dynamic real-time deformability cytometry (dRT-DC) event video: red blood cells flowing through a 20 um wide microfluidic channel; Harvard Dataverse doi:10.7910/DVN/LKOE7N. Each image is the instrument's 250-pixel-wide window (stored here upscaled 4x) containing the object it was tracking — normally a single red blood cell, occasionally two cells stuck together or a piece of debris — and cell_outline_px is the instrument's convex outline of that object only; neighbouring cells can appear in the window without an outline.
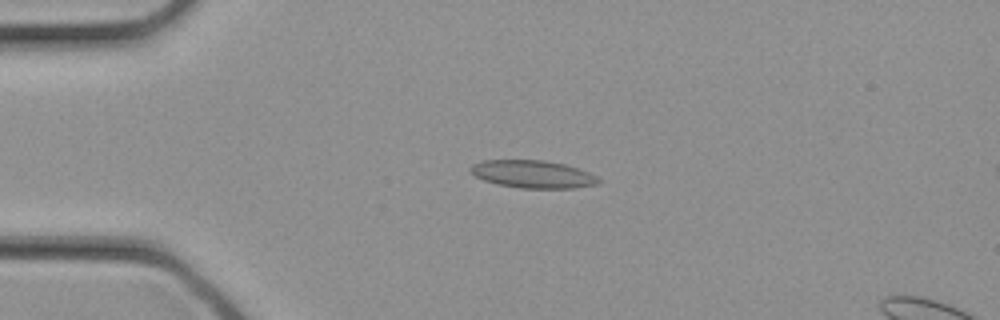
{"species": "common noctule bat (a hibernating species)", "species_latin": "Nyctalus noctula", "temperature_condition": "cold", "stored_images_in_passage": 15, "camera_frame_rate_fps": 3000, "um_per_image_px": 0.085, "animal": {"sex": "female", "body_mass_g": 21.9}, "frame": {"image": 1, "passage_image": 7, "time_ms": 2.0, "image_size_px": [1000, 320], "cell_outline_px": [[600, 180], [596, 184], [576, 188], [520, 188], [496, 184], [484, 180], [476, 176], [468, 168], [472, 164], [480, 160], [544, 160], [564, 164], [588, 172], [596, 176]], "centroid_in_image_um": [45.25, 14.8], "position_along_channel_um": 39.8, "area_um2": 20.58}}
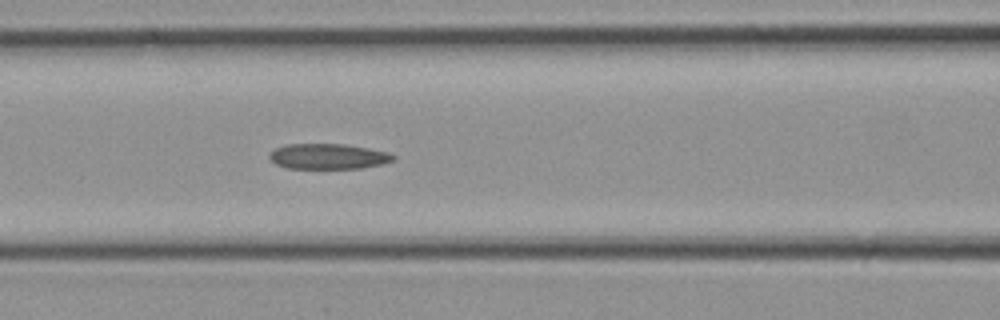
{"frame": {"image": 2, "passage_image": 13, "time_ms": 4.0, "image_size_px": [1000, 320], "cell_outline_px": [[396, 160], [380, 164], [360, 168], [288, 168], [276, 164], [268, 156], [276, 148], [288, 144], [344, 144], [368, 148], [388, 152], [396, 156]], "centroid_in_image_um": [27.93, 13.29], "position_along_channel_um": 138.7, "area_um2": 18.15}}
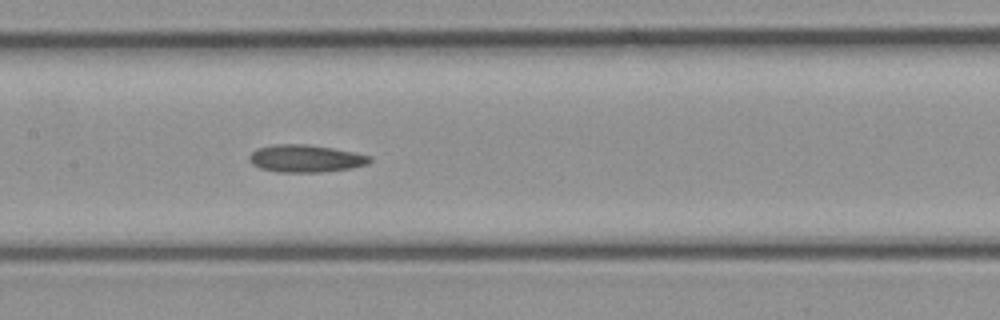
{"frame": {"image": 3, "passage_image": 15, "time_ms": 4.667, "image_size_px": [1000, 320], "cell_outline_px": [[372, 160], [368, 164], [352, 168], [320, 172], [280, 172], [260, 168], [252, 164], [248, 160], [248, 156], [256, 148], [272, 144], [308, 144], [356, 152], [372, 156]], "centroid_in_image_um": [25.98, 13.46], "position_along_channel_um": 181.4, "area_um2": 19.48}}